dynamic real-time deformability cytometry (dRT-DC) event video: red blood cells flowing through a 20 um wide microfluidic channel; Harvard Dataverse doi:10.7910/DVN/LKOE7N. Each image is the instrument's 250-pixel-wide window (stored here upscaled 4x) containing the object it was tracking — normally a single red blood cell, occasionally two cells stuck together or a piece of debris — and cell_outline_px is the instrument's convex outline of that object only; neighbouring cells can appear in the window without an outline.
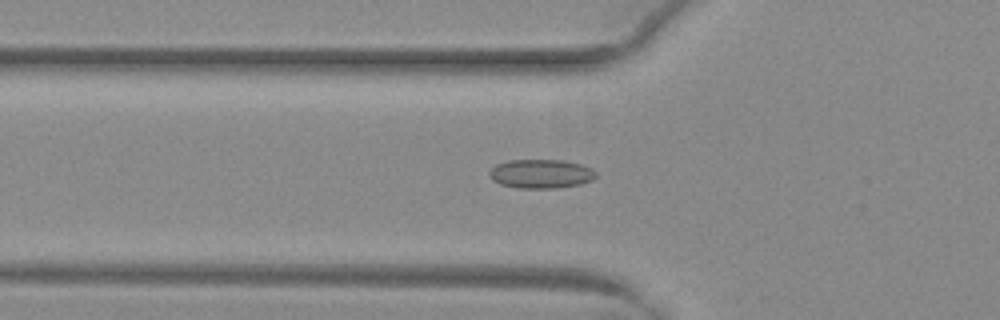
{"species": "common noctule bat (a hibernating species)", "species_latin": "Nyctalus noctula", "temperature_condition": "warm", "stored_images_in_passage": 47, "camera_frame_rate_fps": 3000, "um_per_image_px": 0.085, "animal": {"sex": "female", "body_mass_g": 29.2, "forearm_length_mm": 56.3}, "frame": {"image": 1, "passage_image": 14, "time_ms": 4.333, "image_size_px": [1000, 320], "cell_outline_px": [[596, 176], [592, 180], [580, 184], [556, 188], [520, 188], [500, 184], [492, 180], [488, 176], [488, 172], [496, 164], [508, 160], [564, 160], [580, 164], [592, 168], [596, 172]], "centroid_in_image_um": [45.96, 14.77], "position_along_channel_um": 79.8, "area_um2": 18.09}}
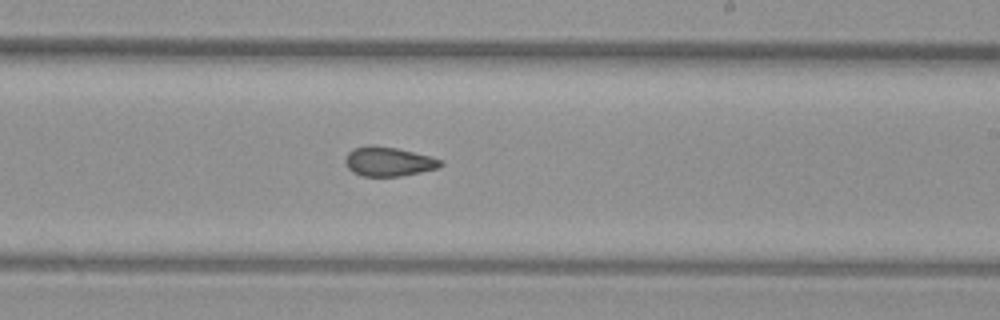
{"frame": {"image": 2, "passage_image": 27, "time_ms": 8.667, "image_size_px": [1000, 320], "cell_outline_px": [[444, 164], [440, 168], [400, 176], [364, 176], [352, 172], [348, 168], [344, 160], [348, 152], [352, 148], [368, 144], [372, 144], [396, 148], [432, 156], [444, 160]], "centroid_in_image_um": [33.04, 13.72], "position_along_channel_um": 256.0, "area_um2": 16.59}}
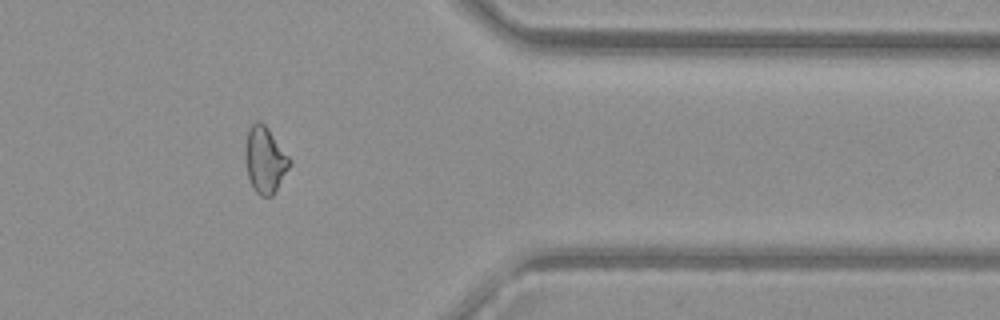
{"frame": {"image": 3, "passage_image": 38, "time_ms": 12.333, "image_size_px": [1000, 320], "cell_outline_px": [[292, 164], [272, 196], [260, 196], [252, 188], [248, 176], [244, 156], [244, 148], [248, 128], [256, 120], [260, 120], [268, 128], [292, 160]], "centroid_in_image_um": [22.51, 13.57], "position_along_channel_um": 388.9, "area_um2": 17.4}, "authors_computed_cell_mechanics": {"area_um2": 17.051, "velocity_mm_per_s": 4.0546, "shape_relaxation_time_tau1_ms": null, "shape_relaxation_time_tau2_ms": 1.89, "deformation_change_tau1": null, "deformation_change_tau2": 0.0837}}